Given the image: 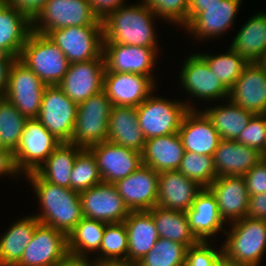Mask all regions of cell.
I'll list each match as a JSON object with an SVG mask.
<instances>
[{"instance_id": "cell-1", "label": "cell", "mask_w": 266, "mask_h": 266, "mask_svg": "<svg viewBox=\"0 0 266 266\" xmlns=\"http://www.w3.org/2000/svg\"><path fill=\"white\" fill-rule=\"evenodd\" d=\"M40 203L41 213L34 215L41 224L66 235L83 217L79 193L43 180L36 172L25 175Z\"/></svg>"}, {"instance_id": "cell-2", "label": "cell", "mask_w": 266, "mask_h": 266, "mask_svg": "<svg viewBox=\"0 0 266 266\" xmlns=\"http://www.w3.org/2000/svg\"><path fill=\"white\" fill-rule=\"evenodd\" d=\"M156 17V14L141 2L119 7L102 20L103 44L159 48L153 25V19Z\"/></svg>"}, {"instance_id": "cell-3", "label": "cell", "mask_w": 266, "mask_h": 266, "mask_svg": "<svg viewBox=\"0 0 266 266\" xmlns=\"http://www.w3.org/2000/svg\"><path fill=\"white\" fill-rule=\"evenodd\" d=\"M228 225L223 258L241 266H259L266 252V220L246 216Z\"/></svg>"}, {"instance_id": "cell-4", "label": "cell", "mask_w": 266, "mask_h": 266, "mask_svg": "<svg viewBox=\"0 0 266 266\" xmlns=\"http://www.w3.org/2000/svg\"><path fill=\"white\" fill-rule=\"evenodd\" d=\"M19 59L47 86L58 85L70 65L65 54L47 35L31 31Z\"/></svg>"}, {"instance_id": "cell-5", "label": "cell", "mask_w": 266, "mask_h": 266, "mask_svg": "<svg viewBox=\"0 0 266 266\" xmlns=\"http://www.w3.org/2000/svg\"><path fill=\"white\" fill-rule=\"evenodd\" d=\"M190 101L183 103L163 99L152 92L136 107L138 123L145 140L178 133L185 113L195 108Z\"/></svg>"}, {"instance_id": "cell-6", "label": "cell", "mask_w": 266, "mask_h": 266, "mask_svg": "<svg viewBox=\"0 0 266 266\" xmlns=\"http://www.w3.org/2000/svg\"><path fill=\"white\" fill-rule=\"evenodd\" d=\"M69 26H103L88 0H48L32 19V31L47 35Z\"/></svg>"}, {"instance_id": "cell-7", "label": "cell", "mask_w": 266, "mask_h": 266, "mask_svg": "<svg viewBox=\"0 0 266 266\" xmlns=\"http://www.w3.org/2000/svg\"><path fill=\"white\" fill-rule=\"evenodd\" d=\"M111 109L112 103L103 90L79 103L70 143L82 149H90L107 141Z\"/></svg>"}, {"instance_id": "cell-8", "label": "cell", "mask_w": 266, "mask_h": 266, "mask_svg": "<svg viewBox=\"0 0 266 266\" xmlns=\"http://www.w3.org/2000/svg\"><path fill=\"white\" fill-rule=\"evenodd\" d=\"M47 36L69 63L103 58V26H69L51 30Z\"/></svg>"}, {"instance_id": "cell-9", "label": "cell", "mask_w": 266, "mask_h": 266, "mask_svg": "<svg viewBox=\"0 0 266 266\" xmlns=\"http://www.w3.org/2000/svg\"><path fill=\"white\" fill-rule=\"evenodd\" d=\"M61 143L37 119H28L13 152L18 171L22 175L36 172Z\"/></svg>"}, {"instance_id": "cell-10", "label": "cell", "mask_w": 266, "mask_h": 266, "mask_svg": "<svg viewBox=\"0 0 266 266\" xmlns=\"http://www.w3.org/2000/svg\"><path fill=\"white\" fill-rule=\"evenodd\" d=\"M46 86L31 69L16 58L10 68L4 98L27 119H36Z\"/></svg>"}, {"instance_id": "cell-11", "label": "cell", "mask_w": 266, "mask_h": 266, "mask_svg": "<svg viewBox=\"0 0 266 266\" xmlns=\"http://www.w3.org/2000/svg\"><path fill=\"white\" fill-rule=\"evenodd\" d=\"M78 105L59 86H46L36 118L62 143H70Z\"/></svg>"}, {"instance_id": "cell-12", "label": "cell", "mask_w": 266, "mask_h": 266, "mask_svg": "<svg viewBox=\"0 0 266 266\" xmlns=\"http://www.w3.org/2000/svg\"><path fill=\"white\" fill-rule=\"evenodd\" d=\"M69 260L67 235L39 223L16 266H61Z\"/></svg>"}, {"instance_id": "cell-13", "label": "cell", "mask_w": 266, "mask_h": 266, "mask_svg": "<svg viewBox=\"0 0 266 266\" xmlns=\"http://www.w3.org/2000/svg\"><path fill=\"white\" fill-rule=\"evenodd\" d=\"M84 217L107 224L123 222L131 212L114 184L100 183L79 193Z\"/></svg>"}, {"instance_id": "cell-14", "label": "cell", "mask_w": 266, "mask_h": 266, "mask_svg": "<svg viewBox=\"0 0 266 266\" xmlns=\"http://www.w3.org/2000/svg\"><path fill=\"white\" fill-rule=\"evenodd\" d=\"M179 73L181 88L192 97L206 101L228 99L229 90L198 53L187 57Z\"/></svg>"}, {"instance_id": "cell-15", "label": "cell", "mask_w": 266, "mask_h": 266, "mask_svg": "<svg viewBox=\"0 0 266 266\" xmlns=\"http://www.w3.org/2000/svg\"><path fill=\"white\" fill-rule=\"evenodd\" d=\"M158 48L122 44H103L105 72L136 73L149 76L154 82ZM154 67V68H153Z\"/></svg>"}, {"instance_id": "cell-16", "label": "cell", "mask_w": 266, "mask_h": 266, "mask_svg": "<svg viewBox=\"0 0 266 266\" xmlns=\"http://www.w3.org/2000/svg\"><path fill=\"white\" fill-rule=\"evenodd\" d=\"M104 59L71 63L57 85L77 105L103 90Z\"/></svg>"}, {"instance_id": "cell-17", "label": "cell", "mask_w": 266, "mask_h": 266, "mask_svg": "<svg viewBox=\"0 0 266 266\" xmlns=\"http://www.w3.org/2000/svg\"><path fill=\"white\" fill-rule=\"evenodd\" d=\"M96 158L98 170L104 183L114 184L126 178L142 163V153L104 141L89 149Z\"/></svg>"}, {"instance_id": "cell-18", "label": "cell", "mask_w": 266, "mask_h": 266, "mask_svg": "<svg viewBox=\"0 0 266 266\" xmlns=\"http://www.w3.org/2000/svg\"><path fill=\"white\" fill-rule=\"evenodd\" d=\"M155 82L136 73L104 72L103 91L112 106L138 107L155 90Z\"/></svg>"}, {"instance_id": "cell-19", "label": "cell", "mask_w": 266, "mask_h": 266, "mask_svg": "<svg viewBox=\"0 0 266 266\" xmlns=\"http://www.w3.org/2000/svg\"><path fill=\"white\" fill-rule=\"evenodd\" d=\"M158 177L157 171L142 164L114 185L130 211L150 210L157 205Z\"/></svg>"}, {"instance_id": "cell-20", "label": "cell", "mask_w": 266, "mask_h": 266, "mask_svg": "<svg viewBox=\"0 0 266 266\" xmlns=\"http://www.w3.org/2000/svg\"><path fill=\"white\" fill-rule=\"evenodd\" d=\"M242 0H221L212 5H201V12L196 14L183 29L198 40L220 37L233 26ZM200 38V39H199Z\"/></svg>"}, {"instance_id": "cell-21", "label": "cell", "mask_w": 266, "mask_h": 266, "mask_svg": "<svg viewBox=\"0 0 266 266\" xmlns=\"http://www.w3.org/2000/svg\"><path fill=\"white\" fill-rule=\"evenodd\" d=\"M230 102L253 114H266V70L259 62L248 63L229 89Z\"/></svg>"}, {"instance_id": "cell-22", "label": "cell", "mask_w": 266, "mask_h": 266, "mask_svg": "<svg viewBox=\"0 0 266 266\" xmlns=\"http://www.w3.org/2000/svg\"><path fill=\"white\" fill-rule=\"evenodd\" d=\"M207 188L215 196L226 224L247 216L249 194L243 176H218Z\"/></svg>"}, {"instance_id": "cell-23", "label": "cell", "mask_w": 266, "mask_h": 266, "mask_svg": "<svg viewBox=\"0 0 266 266\" xmlns=\"http://www.w3.org/2000/svg\"><path fill=\"white\" fill-rule=\"evenodd\" d=\"M196 109L185 113L178 134L185 151L213 156L221 137L202 109Z\"/></svg>"}, {"instance_id": "cell-24", "label": "cell", "mask_w": 266, "mask_h": 266, "mask_svg": "<svg viewBox=\"0 0 266 266\" xmlns=\"http://www.w3.org/2000/svg\"><path fill=\"white\" fill-rule=\"evenodd\" d=\"M202 189V186L184 176L179 170L160 172L157 205L169 210L186 212Z\"/></svg>"}, {"instance_id": "cell-25", "label": "cell", "mask_w": 266, "mask_h": 266, "mask_svg": "<svg viewBox=\"0 0 266 266\" xmlns=\"http://www.w3.org/2000/svg\"><path fill=\"white\" fill-rule=\"evenodd\" d=\"M32 31V20L0 0V58H19Z\"/></svg>"}, {"instance_id": "cell-26", "label": "cell", "mask_w": 266, "mask_h": 266, "mask_svg": "<svg viewBox=\"0 0 266 266\" xmlns=\"http://www.w3.org/2000/svg\"><path fill=\"white\" fill-rule=\"evenodd\" d=\"M261 159L263 154L234 140L221 139L214 155L216 176H243Z\"/></svg>"}, {"instance_id": "cell-27", "label": "cell", "mask_w": 266, "mask_h": 266, "mask_svg": "<svg viewBox=\"0 0 266 266\" xmlns=\"http://www.w3.org/2000/svg\"><path fill=\"white\" fill-rule=\"evenodd\" d=\"M186 214L190 230L198 241L209 242V237L216 236L221 230L225 232L226 223L220 216L215 196L208 188L197 194Z\"/></svg>"}, {"instance_id": "cell-28", "label": "cell", "mask_w": 266, "mask_h": 266, "mask_svg": "<svg viewBox=\"0 0 266 266\" xmlns=\"http://www.w3.org/2000/svg\"><path fill=\"white\" fill-rule=\"evenodd\" d=\"M107 141L142 153L145 138L138 123L136 107L112 106Z\"/></svg>"}, {"instance_id": "cell-29", "label": "cell", "mask_w": 266, "mask_h": 266, "mask_svg": "<svg viewBox=\"0 0 266 266\" xmlns=\"http://www.w3.org/2000/svg\"><path fill=\"white\" fill-rule=\"evenodd\" d=\"M128 233L127 261L138 263L160 238L148 210L131 211L123 221Z\"/></svg>"}, {"instance_id": "cell-30", "label": "cell", "mask_w": 266, "mask_h": 266, "mask_svg": "<svg viewBox=\"0 0 266 266\" xmlns=\"http://www.w3.org/2000/svg\"><path fill=\"white\" fill-rule=\"evenodd\" d=\"M185 149L178 133L145 140L142 163L158 173L178 170Z\"/></svg>"}, {"instance_id": "cell-31", "label": "cell", "mask_w": 266, "mask_h": 266, "mask_svg": "<svg viewBox=\"0 0 266 266\" xmlns=\"http://www.w3.org/2000/svg\"><path fill=\"white\" fill-rule=\"evenodd\" d=\"M229 47L248 63L259 62L266 51V12L255 13L248 19Z\"/></svg>"}, {"instance_id": "cell-32", "label": "cell", "mask_w": 266, "mask_h": 266, "mask_svg": "<svg viewBox=\"0 0 266 266\" xmlns=\"http://www.w3.org/2000/svg\"><path fill=\"white\" fill-rule=\"evenodd\" d=\"M39 223L34 215H30L11 224L0 237V266H16L20 262Z\"/></svg>"}, {"instance_id": "cell-33", "label": "cell", "mask_w": 266, "mask_h": 266, "mask_svg": "<svg viewBox=\"0 0 266 266\" xmlns=\"http://www.w3.org/2000/svg\"><path fill=\"white\" fill-rule=\"evenodd\" d=\"M105 222L82 217L67 235V247L71 260L90 261V253L100 250Z\"/></svg>"}, {"instance_id": "cell-34", "label": "cell", "mask_w": 266, "mask_h": 266, "mask_svg": "<svg viewBox=\"0 0 266 266\" xmlns=\"http://www.w3.org/2000/svg\"><path fill=\"white\" fill-rule=\"evenodd\" d=\"M148 211L156 224L160 238L184 244L187 248L199 242L190 230L186 212L169 210L158 205Z\"/></svg>"}, {"instance_id": "cell-35", "label": "cell", "mask_w": 266, "mask_h": 266, "mask_svg": "<svg viewBox=\"0 0 266 266\" xmlns=\"http://www.w3.org/2000/svg\"><path fill=\"white\" fill-rule=\"evenodd\" d=\"M227 101L228 104L207 107L203 112L210 119L221 139L236 141L254 114Z\"/></svg>"}, {"instance_id": "cell-36", "label": "cell", "mask_w": 266, "mask_h": 266, "mask_svg": "<svg viewBox=\"0 0 266 266\" xmlns=\"http://www.w3.org/2000/svg\"><path fill=\"white\" fill-rule=\"evenodd\" d=\"M82 148L61 143L39 167L36 173L45 181L70 189L74 160Z\"/></svg>"}, {"instance_id": "cell-37", "label": "cell", "mask_w": 266, "mask_h": 266, "mask_svg": "<svg viewBox=\"0 0 266 266\" xmlns=\"http://www.w3.org/2000/svg\"><path fill=\"white\" fill-rule=\"evenodd\" d=\"M209 65L222 84L229 90L241 76L248 62L237 52L227 49L223 54L209 55V53H198Z\"/></svg>"}, {"instance_id": "cell-38", "label": "cell", "mask_w": 266, "mask_h": 266, "mask_svg": "<svg viewBox=\"0 0 266 266\" xmlns=\"http://www.w3.org/2000/svg\"><path fill=\"white\" fill-rule=\"evenodd\" d=\"M99 252L91 262L127 261L128 233L124 222L106 224Z\"/></svg>"}, {"instance_id": "cell-39", "label": "cell", "mask_w": 266, "mask_h": 266, "mask_svg": "<svg viewBox=\"0 0 266 266\" xmlns=\"http://www.w3.org/2000/svg\"><path fill=\"white\" fill-rule=\"evenodd\" d=\"M28 119L8 100L0 104V147L14 152Z\"/></svg>"}, {"instance_id": "cell-40", "label": "cell", "mask_w": 266, "mask_h": 266, "mask_svg": "<svg viewBox=\"0 0 266 266\" xmlns=\"http://www.w3.org/2000/svg\"><path fill=\"white\" fill-rule=\"evenodd\" d=\"M187 247L169 239L159 238L137 266H185Z\"/></svg>"}, {"instance_id": "cell-41", "label": "cell", "mask_w": 266, "mask_h": 266, "mask_svg": "<svg viewBox=\"0 0 266 266\" xmlns=\"http://www.w3.org/2000/svg\"><path fill=\"white\" fill-rule=\"evenodd\" d=\"M102 182L95 156L89 149H82L74 160L70 189L80 193Z\"/></svg>"}, {"instance_id": "cell-42", "label": "cell", "mask_w": 266, "mask_h": 266, "mask_svg": "<svg viewBox=\"0 0 266 266\" xmlns=\"http://www.w3.org/2000/svg\"><path fill=\"white\" fill-rule=\"evenodd\" d=\"M184 176L207 188L216 178L213 156L185 151L180 168Z\"/></svg>"}, {"instance_id": "cell-43", "label": "cell", "mask_w": 266, "mask_h": 266, "mask_svg": "<svg viewBox=\"0 0 266 266\" xmlns=\"http://www.w3.org/2000/svg\"><path fill=\"white\" fill-rule=\"evenodd\" d=\"M158 17L184 27L188 23L190 0H142Z\"/></svg>"}, {"instance_id": "cell-44", "label": "cell", "mask_w": 266, "mask_h": 266, "mask_svg": "<svg viewBox=\"0 0 266 266\" xmlns=\"http://www.w3.org/2000/svg\"><path fill=\"white\" fill-rule=\"evenodd\" d=\"M236 141L264 154L266 152V114H254Z\"/></svg>"}, {"instance_id": "cell-45", "label": "cell", "mask_w": 266, "mask_h": 266, "mask_svg": "<svg viewBox=\"0 0 266 266\" xmlns=\"http://www.w3.org/2000/svg\"><path fill=\"white\" fill-rule=\"evenodd\" d=\"M222 258V246L216 251L210 243L199 241L187 248L185 266H216Z\"/></svg>"}, {"instance_id": "cell-46", "label": "cell", "mask_w": 266, "mask_h": 266, "mask_svg": "<svg viewBox=\"0 0 266 266\" xmlns=\"http://www.w3.org/2000/svg\"><path fill=\"white\" fill-rule=\"evenodd\" d=\"M243 177L249 196L266 192V162L264 159L254 165Z\"/></svg>"}, {"instance_id": "cell-47", "label": "cell", "mask_w": 266, "mask_h": 266, "mask_svg": "<svg viewBox=\"0 0 266 266\" xmlns=\"http://www.w3.org/2000/svg\"><path fill=\"white\" fill-rule=\"evenodd\" d=\"M6 1L10 6L23 12L32 20L48 0H6Z\"/></svg>"}, {"instance_id": "cell-48", "label": "cell", "mask_w": 266, "mask_h": 266, "mask_svg": "<svg viewBox=\"0 0 266 266\" xmlns=\"http://www.w3.org/2000/svg\"><path fill=\"white\" fill-rule=\"evenodd\" d=\"M94 13L103 20L110 12L126 5L125 0H88Z\"/></svg>"}, {"instance_id": "cell-49", "label": "cell", "mask_w": 266, "mask_h": 266, "mask_svg": "<svg viewBox=\"0 0 266 266\" xmlns=\"http://www.w3.org/2000/svg\"><path fill=\"white\" fill-rule=\"evenodd\" d=\"M247 216L266 220V192L249 196Z\"/></svg>"}, {"instance_id": "cell-50", "label": "cell", "mask_w": 266, "mask_h": 266, "mask_svg": "<svg viewBox=\"0 0 266 266\" xmlns=\"http://www.w3.org/2000/svg\"><path fill=\"white\" fill-rule=\"evenodd\" d=\"M11 175L10 177H19L20 172L18 171L13 152L6 148L0 147V176Z\"/></svg>"}, {"instance_id": "cell-51", "label": "cell", "mask_w": 266, "mask_h": 266, "mask_svg": "<svg viewBox=\"0 0 266 266\" xmlns=\"http://www.w3.org/2000/svg\"><path fill=\"white\" fill-rule=\"evenodd\" d=\"M16 58H0V97H5L9 72Z\"/></svg>"}, {"instance_id": "cell-52", "label": "cell", "mask_w": 266, "mask_h": 266, "mask_svg": "<svg viewBox=\"0 0 266 266\" xmlns=\"http://www.w3.org/2000/svg\"><path fill=\"white\" fill-rule=\"evenodd\" d=\"M221 0H190L188 10V22L199 12H201V5H212Z\"/></svg>"}, {"instance_id": "cell-53", "label": "cell", "mask_w": 266, "mask_h": 266, "mask_svg": "<svg viewBox=\"0 0 266 266\" xmlns=\"http://www.w3.org/2000/svg\"><path fill=\"white\" fill-rule=\"evenodd\" d=\"M93 266H137L136 263L129 261H101L92 262Z\"/></svg>"}, {"instance_id": "cell-54", "label": "cell", "mask_w": 266, "mask_h": 266, "mask_svg": "<svg viewBox=\"0 0 266 266\" xmlns=\"http://www.w3.org/2000/svg\"><path fill=\"white\" fill-rule=\"evenodd\" d=\"M61 266H93L91 260L90 261H77V260H69L67 263Z\"/></svg>"}, {"instance_id": "cell-55", "label": "cell", "mask_w": 266, "mask_h": 266, "mask_svg": "<svg viewBox=\"0 0 266 266\" xmlns=\"http://www.w3.org/2000/svg\"><path fill=\"white\" fill-rule=\"evenodd\" d=\"M216 266H241V265L231 263L229 261H226L224 258H222L221 261Z\"/></svg>"}, {"instance_id": "cell-56", "label": "cell", "mask_w": 266, "mask_h": 266, "mask_svg": "<svg viewBox=\"0 0 266 266\" xmlns=\"http://www.w3.org/2000/svg\"><path fill=\"white\" fill-rule=\"evenodd\" d=\"M260 64H262L265 67L266 70V51L264 52V56L259 61Z\"/></svg>"}, {"instance_id": "cell-57", "label": "cell", "mask_w": 266, "mask_h": 266, "mask_svg": "<svg viewBox=\"0 0 266 266\" xmlns=\"http://www.w3.org/2000/svg\"><path fill=\"white\" fill-rule=\"evenodd\" d=\"M263 159L266 162V152L263 154Z\"/></svg>"}, {"instance_id": "cell-58", "label": "cell", "mask_w": 266, "mask_h": 266, "mask_svg": "<svg viewBox=\"0 0 266 266\" xmlns=\"http://www.w3.org/2000/svg\"><path fill=\"white\" fill-rule=\"evenodd\" d=\"M4 99H5L4 97H0V104H1V102H2Z\"/></svg>"}]
</instances>
